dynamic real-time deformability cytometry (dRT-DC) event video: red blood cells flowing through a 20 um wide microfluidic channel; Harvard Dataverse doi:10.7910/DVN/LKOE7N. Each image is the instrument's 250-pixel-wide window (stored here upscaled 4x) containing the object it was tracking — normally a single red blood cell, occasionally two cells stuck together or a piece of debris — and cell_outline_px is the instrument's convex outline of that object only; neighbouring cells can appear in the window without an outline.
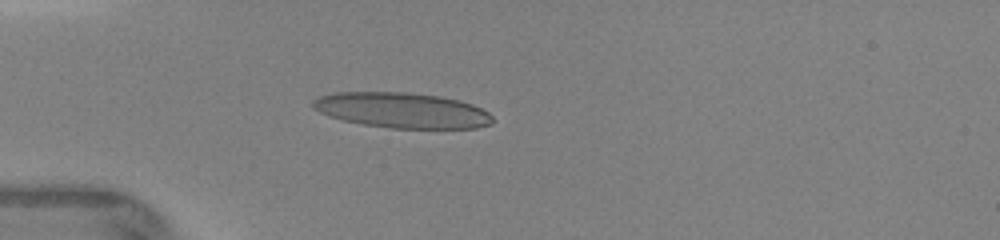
{"species": "human", "species_latin": "Homo sapiens", "temperature_condition": "warm", "stored_images_in_passage": 4, "camera_frame_rate_fps": 3000, "um_per_image_px": 0.085, "donor": {"sex": "female"}, "frame": {"image": 1, "passage_image": 4, "time_ms": 3.0, "image_size_px": [1000, 240], "cell_outline_px": [[492, 124], [476, 128], [392, 128], [364, 124], [344, 120], [328, 116], [312, 108], [312, 100], [320, 96], [336, 92], [404, 92], [440, 96], [460, 100], [472, 104], [488, 112], [492, 116]], "centroid_in_image_um": [34.17, 9.37], "position_along_channel_um": 50.8, "area_um2": 36.99}}